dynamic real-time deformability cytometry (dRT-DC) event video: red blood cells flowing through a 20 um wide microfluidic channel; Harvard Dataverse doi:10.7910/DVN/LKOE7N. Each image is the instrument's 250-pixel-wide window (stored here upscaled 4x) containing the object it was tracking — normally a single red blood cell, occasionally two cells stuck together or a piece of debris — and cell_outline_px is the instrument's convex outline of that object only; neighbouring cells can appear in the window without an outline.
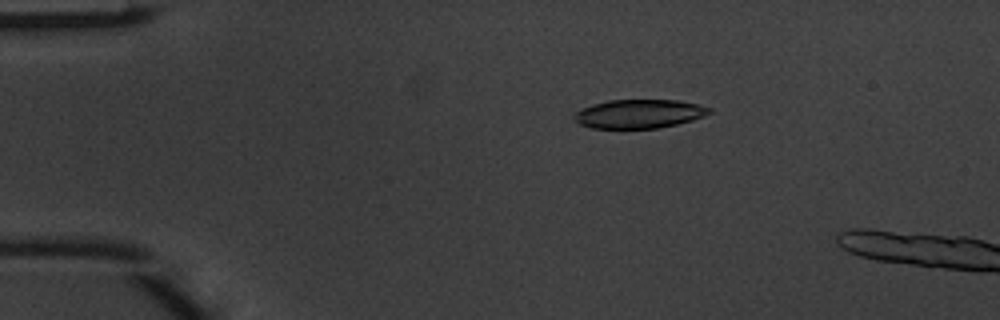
{"species": "common noctule bat (a hibernating species)", "species_latin": "Nyctalus noctula", "temperature_condition": "warm", "stored_images_in_passage": 4, "camera_frame_rate_fps": 3000, "um_per_image_px": 0.085, "animal": {"sex": "male", "body_mass_g": 20.1, "forearm_length_mm": 53.5}, "frame": {"image": 1, "passage_image": 2, "time_ms": 0.333, "image_size_px": [1000, 320], "cell_outline_px": [[712, 112], [704, 116], [692, 120], [676, 124], [656, 128], [592, 128], [580, 124], [572, 120], [572, 116], [580, 108], [592, 104], [608, 100], [676, 100], [696, 104], [712, 108]], "centroid_in_image_um": [54.28, 9.67], "position_along_channel_um": 30.7, "area_um2": 22.72}}